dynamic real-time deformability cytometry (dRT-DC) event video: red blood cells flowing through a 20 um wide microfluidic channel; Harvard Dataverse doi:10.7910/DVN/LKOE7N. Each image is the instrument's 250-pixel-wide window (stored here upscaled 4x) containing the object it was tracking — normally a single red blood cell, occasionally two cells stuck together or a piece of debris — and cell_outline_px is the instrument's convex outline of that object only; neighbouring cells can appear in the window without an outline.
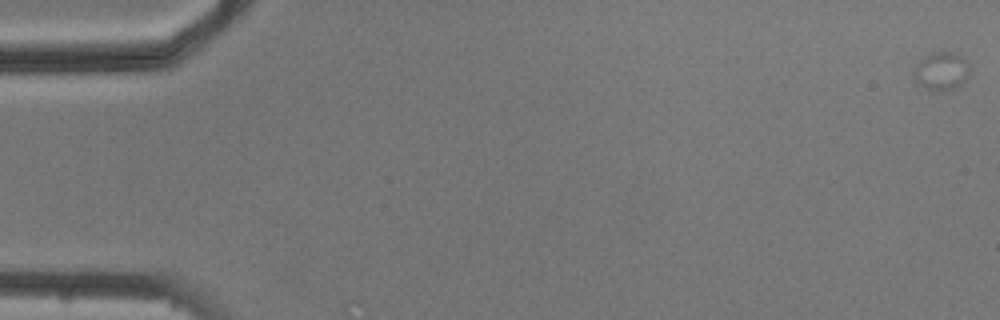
{"species": "common noctule bat (a hibernating species)", "species_latin": "Nyctalus noctula", "temperature_condition": "cold", "stored_images_in_passage": 6, "camera_frame_rate_fps": 3000, "um_per_image_px": 0.085, "animal": {"sex": "male", "body_mass_g": 20.5, "forearm_length_mm": 52.5}, "frame": {"image": 1, "passage_image": 1, "time_ms": 0.0, "image_size_px": [1000, 320], "cell_outline_px": [[968, 72], [964, 80], [956, 88], [944, 92], [928, 88], [920, 84], [912, 76], [916, 64], [924, 56], [932, 52], [952, 52], [960, 56], [968, 64]], "centroid_in_image_um": [79.98, 6.04], "position_along_channel_um": 5.0, "area_um2": 12.14}}